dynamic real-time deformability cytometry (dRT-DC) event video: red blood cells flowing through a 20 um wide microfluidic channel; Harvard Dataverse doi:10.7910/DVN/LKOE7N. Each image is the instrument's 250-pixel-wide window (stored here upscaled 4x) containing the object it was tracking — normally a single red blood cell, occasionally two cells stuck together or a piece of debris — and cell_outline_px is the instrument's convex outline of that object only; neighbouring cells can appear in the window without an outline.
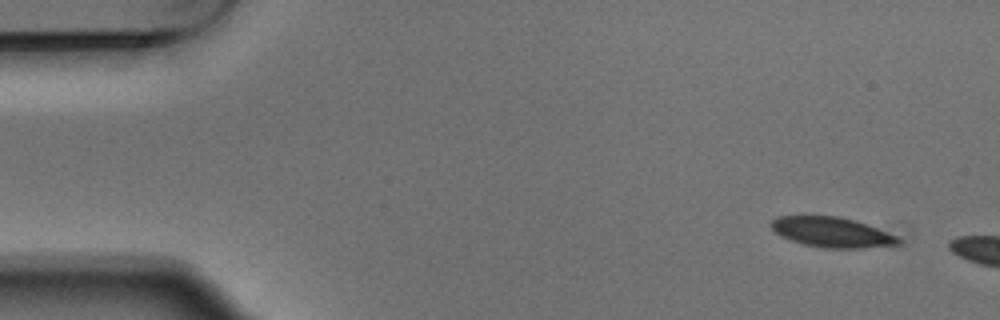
{"species": "Egyptian fruit bat (a non-hibernating species)", "species_latin": "Rousettus aegyptiacus", "temperature_condition": "warm", "stored_images_in_passage": 3, "camera_frame_rate_fps": 3000, "um_per_image_px": 0.085, "animal": {"sex": "male"}, "frame": {"image": 1, "passage_image": 1, "time_ms": 0.0, "image_size_px": [1000, 320], "cell_outline_px": [[900, 244], [864, 248], [824, 248], [804, 244], [780, 236], [768, 224], [776, 216], [840, 216], [856, 220], [868, 224], [900, 236]], "centroid_in_image_um": [70.74, 19.73], "position_along_channel_um": 14.3, "area_um2": 22.54}}